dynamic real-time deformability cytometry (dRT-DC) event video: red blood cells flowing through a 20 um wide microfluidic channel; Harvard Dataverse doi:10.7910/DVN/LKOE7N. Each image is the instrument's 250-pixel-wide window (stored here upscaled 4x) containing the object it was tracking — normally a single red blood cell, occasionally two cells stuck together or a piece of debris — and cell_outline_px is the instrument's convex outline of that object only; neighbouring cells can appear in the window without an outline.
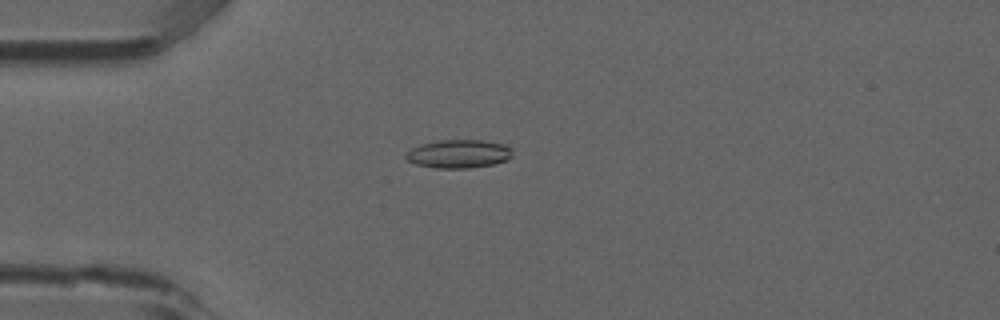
{"species": "common noctule bat (a hibernating species)", "species_latin": "Nyctalus noctula", "temperature_condition": "room temperature", "stored_images_in_passage": 53, "camera_frame_rate_fps": 3000, "um_per_image_px": 0.085, "animal": {"sex": "male", "forearm_length_mm": 52.5}, "frame": {"image": 1, "passage_image": 14, "time_ms": 4.333, "image_size_px": [1000, 320], "cell_outline_px": [[512, 156], [508, 160], [496, 164], [468, 168], [436, 168], [416, 164], [408, 160], [404, 156], [412, 148], [420, 144], [440, 140], [484, 140], [504, 144], [512, 148]], "centroid_in_image_um": [39.03, 13.08], "position_along_channel_um": 46.0, "area_um2": 17.74}}
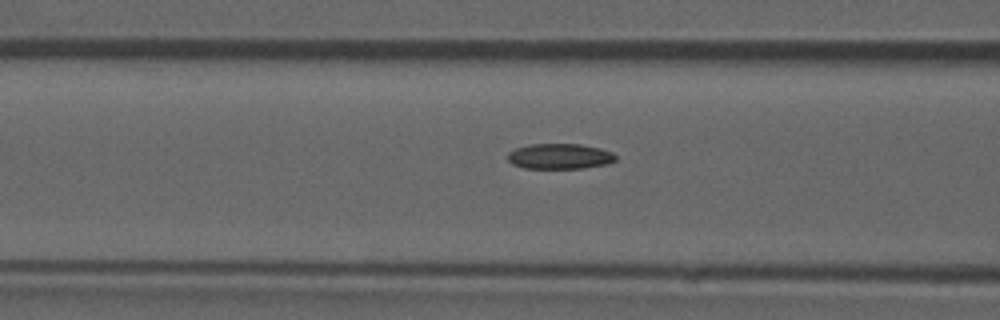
{"frame": {"image": 2, "passage_image": 21, "time_ms": 6.667, "image_size_px": [1000, 320], "cell_outline_px": [[616, 160], [604, 164], [584, 168], [524, 168], [512, 164], [508, 160], [508, 152], [516, 148], [528, 144], [580, 144], [600, 148], [612, 152], [616, 156]], "centroid_in_image_um": [47.55, 13.28], "position_along_channel_um": 119.0, "area_um2": 15.95}}
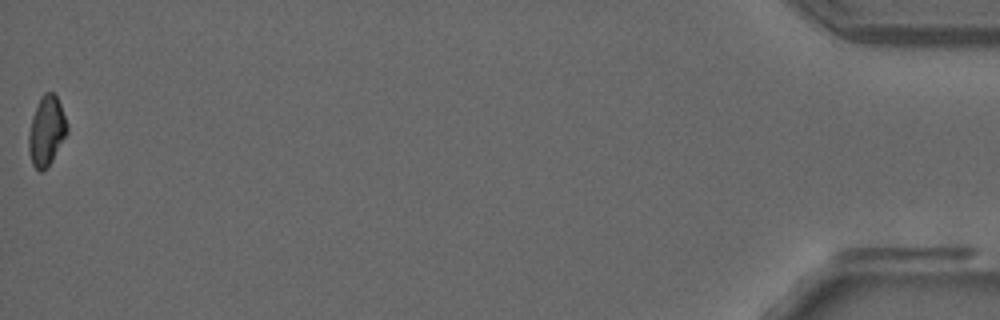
{"frame": {"image": 3, "passage_image": 53, "time_ms": 17.333, "image_size_px": [1000, 320], "cell_outline_px": [[68, 132], [48, 168], [44, 172], [40, 172], [32, 164], [28, 148], [28, 136], [32, 116], [40, 96], [44, 92], [52, 92], [56, 96], [60, 104], [68, 124]], "centroid_in_image_um": [3.95, 11.15], "position_along_channel_um": 431.2, "area_um2": 15.78}, "authors_computed_cell_mechanics": {"area_um2": 16.473, "velocity_mm_per_s": 3.8734, "shape_relaxation_time_tau1_ms": null, "shape_relaxation_time_tau2_ms": 6.7956, "deformation_change_tau1": null, "deformation_change_tau2": 0.1238}}